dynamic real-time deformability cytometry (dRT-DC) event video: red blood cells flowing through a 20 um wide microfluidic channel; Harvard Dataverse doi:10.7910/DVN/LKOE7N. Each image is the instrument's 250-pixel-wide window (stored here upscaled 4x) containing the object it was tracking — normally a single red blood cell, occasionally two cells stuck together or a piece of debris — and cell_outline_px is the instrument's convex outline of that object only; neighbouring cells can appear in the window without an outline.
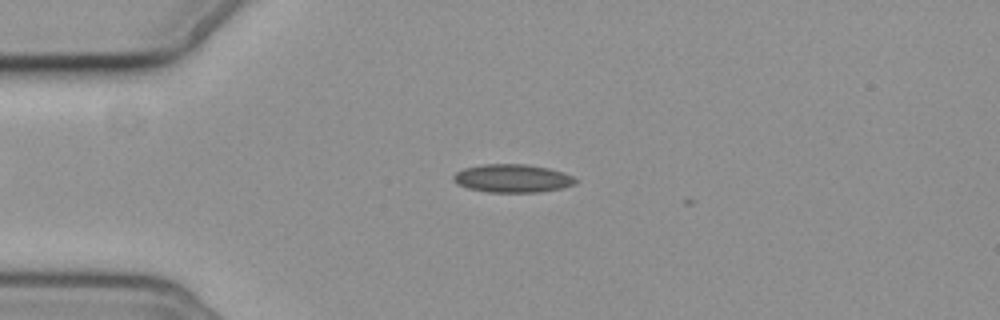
{"species": "common noctule bat (a hibernating species)", "species_latin": "Nyctalus noctula", "temperature_condition": "cold", "stored_images_in_passage": 4, "camera_frame_rate_fps": 3000, "um_per_image_px": 0.085, "animal": {"sex": "female", "body_mass_g": 19.3, "forearm_length_mm": 54.1}, "frame": {"image": 1, "passage_image": 3, "time_ms": 2.667, "image_size_px": [1000, 320], "cell_outline_px": [[580, 180], [576, 184], [560, 188], [536, 192], [488, 192], [468, 188], [456, 184], [452, 180], [452, 176], [456, 172], [464, 168], [480, 164], [528, 164], [548, 168], [564, 172]], "centroid_in_image_um": [43.54, 15.15], "position_along_channel_um": 41.5, "area_um2": 20.23}}